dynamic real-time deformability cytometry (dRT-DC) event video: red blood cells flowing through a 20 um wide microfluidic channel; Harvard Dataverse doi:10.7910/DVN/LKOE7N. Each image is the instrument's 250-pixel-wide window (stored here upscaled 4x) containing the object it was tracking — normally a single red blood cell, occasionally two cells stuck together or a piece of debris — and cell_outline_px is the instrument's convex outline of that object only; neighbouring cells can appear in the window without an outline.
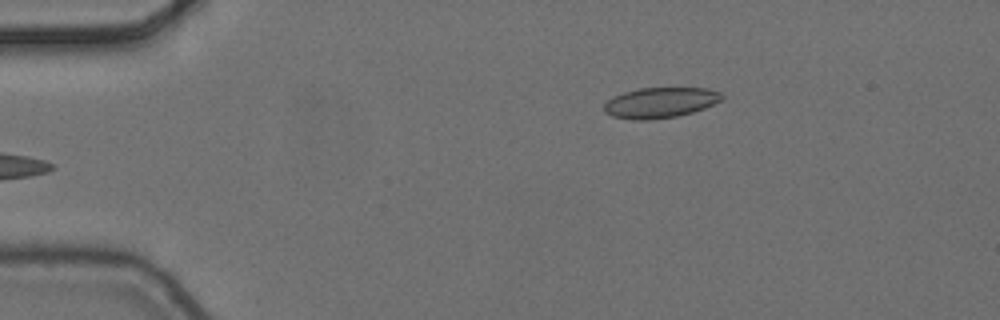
{"species": "common noctule bat (a hibernating species)", "species_latin": "Nyctalus noctula", "temperature_condition": "cold", "stored_images_in_passage": 4, "camera_frame_rate_fps": 3000, "um_per_image_px": 0.085, "animal": {"sex": "female", "body_mass_g": 24.6, "forearm_length_mm": 56.2}, "frame": {"image": 1, "passage_image": 4, "time_ms": 1.0, "image_size_px": [1000, 320], "cell_outline_px": [[724, 96], [720, 100], [704, 108], [692, 112], [676, 116], [652, 120], [636, 120], [612, 116], [604, 112], [604, 104], [612, 96], [624, 92], [640, 88], [708, 88], [720, 92]], "centroid_in_image_um": [56.09, 8.72], "position_along_channel_um": 28.9, "area_um2": 20.87}}